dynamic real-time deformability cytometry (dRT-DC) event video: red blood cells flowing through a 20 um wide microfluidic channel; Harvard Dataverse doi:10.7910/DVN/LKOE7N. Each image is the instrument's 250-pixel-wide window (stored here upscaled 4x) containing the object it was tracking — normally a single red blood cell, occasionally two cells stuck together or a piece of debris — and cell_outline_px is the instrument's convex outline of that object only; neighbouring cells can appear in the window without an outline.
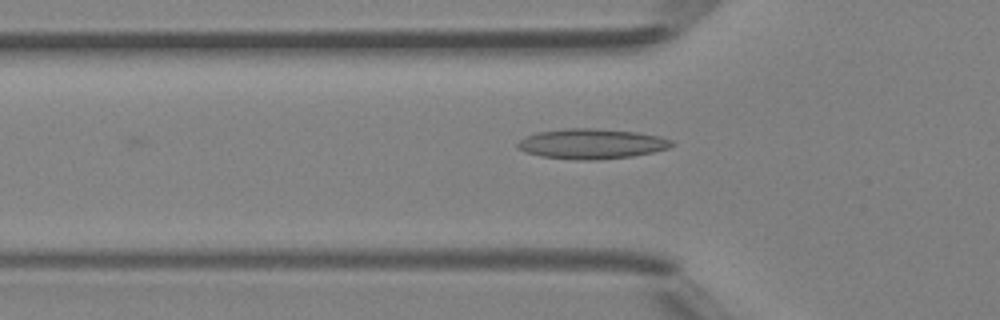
{"species": "Egyptian fruit bat (a non-hibernating species)", "species_latin": "Rousettus aegyptiacus", "temperature_condition": "room temperature", "stored_images_in_passage": 29, "camera_frame_rate_fps": 3000, "um_per_image_px": 0.085, "animal": {"sex": "female"}, "frame": {"image": 1, "passage_image": 3, "time_ms": 0.667, "image_size_px": [1000, 320], "cell_outline_px": [[676, 144], [668, 148], [652, 152], [632, 156], [596, 160], [576, 160], [540, 156], [524, 152], [516, 148], [516, 144], [520, 140], [536, 132], [564, 128], [596, 128], [636, 132], [660, 136], [672, 140]], "centroid_in_image_um": [50.27, 12.22], "position_along_channel_um": 75.5, "area_um2": 27.22}}
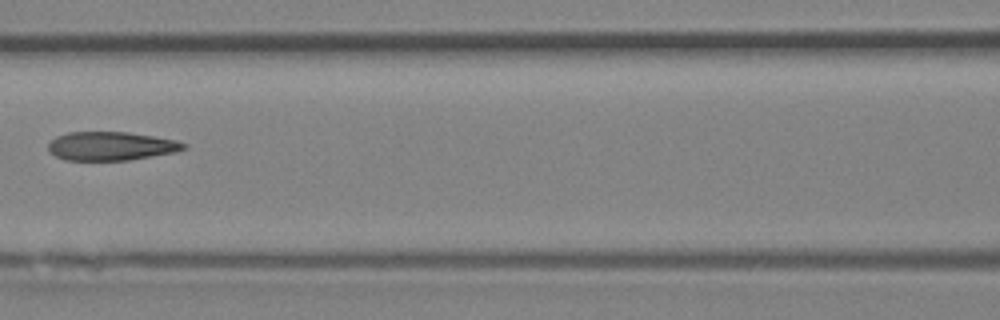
{"frame": {"image": 2, "passage_image": 8, "time_ms": 2.333, "image_size_px": [1000, 320], "cell_outline_px": [[188, 148], [176, 152], [128, 160], [64, 160], [48, 152], [48, 144], [56, 136], [68, 132], [128, 132], [176, 140], [188, 144]], "centroid_in_image_um": [9.44, 12.42], "position_along_channel_um": 157.2, "area_um2": 22.72}}
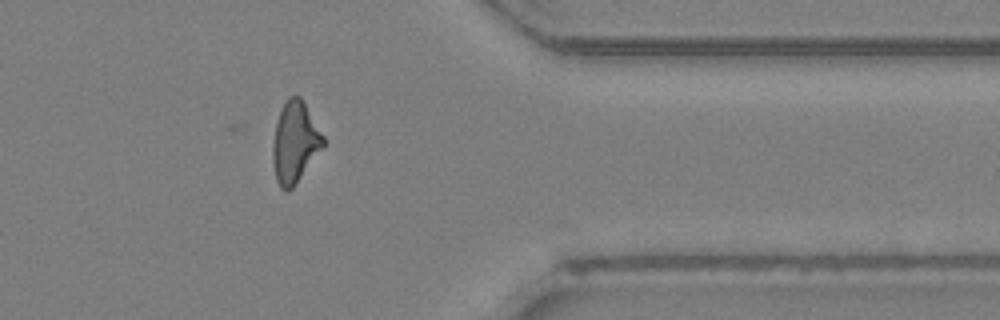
{"frame": {"image": 3, "passage_image": 23, "time_ms": 7.333, "image_size_px": [1000, 320], "cell_outline_px": [[324, 144], [296, 184], [288, 192], [284, 192], [280, 188], [276, 180], [272, 160], [272, 148], [276, 124], [280, 108], [288, 96], [300, 96], [304, 100], [324, 136]], "centroid_in_image_um": [25.05, 12.08], "position_along_channel_um": 386.4, "area_um2": 23.93}}